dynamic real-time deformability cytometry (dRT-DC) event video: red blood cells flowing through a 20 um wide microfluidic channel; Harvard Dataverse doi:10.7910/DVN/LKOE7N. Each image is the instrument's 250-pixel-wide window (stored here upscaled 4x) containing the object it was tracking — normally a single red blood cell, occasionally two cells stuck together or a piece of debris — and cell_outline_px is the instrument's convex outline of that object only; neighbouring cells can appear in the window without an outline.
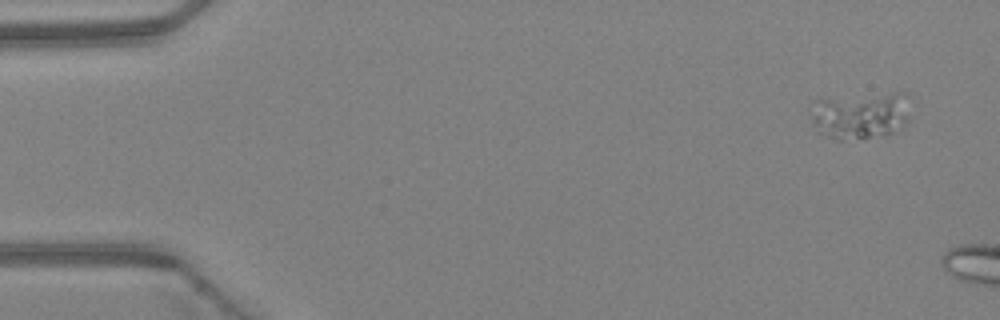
{"species": "Egyptian fruit bat (a non-hibernating species)", "species_latin": "Rousettus aegyptiacus", "temperature_condition": "warm", "stored_images_in_passage": 2, "camera_frame_rate_fps": 3000, "um_per_image_px": 0.085, "animal": {"sex": "female"}, "frame": {"image": 1, "passage_image": 1, "time_ms": 0.0, "image_size_px": [1000, 320], "cell_outline_px": [[908, 120], [904, 124], [892, 132], [884, 136], [844, 140], [840, 140], [816, 132], [812, 124], [812, 116], [816, 100], [892, 92], [908, 92]], "centroid_in_image_um": [73.17, 9.82], "position_along_channel_um": 11.8, "area_um2": 27.11}}